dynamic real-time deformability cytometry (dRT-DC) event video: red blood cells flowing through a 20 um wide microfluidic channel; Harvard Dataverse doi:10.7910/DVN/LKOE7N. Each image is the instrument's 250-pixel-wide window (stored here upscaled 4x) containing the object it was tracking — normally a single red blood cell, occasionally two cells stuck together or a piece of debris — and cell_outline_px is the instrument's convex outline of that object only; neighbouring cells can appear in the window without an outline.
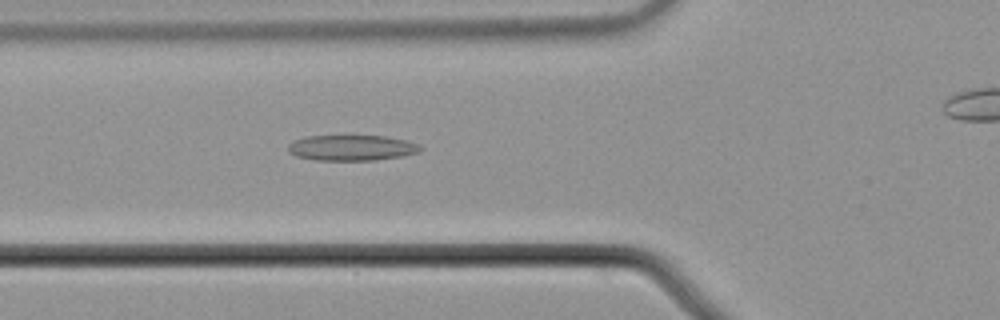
{"species": "common noctule bat (a hibernating species)", "species_latin": "Nyctalus noctula", "temperature_condition": "cold", "stored_images_in_passage": 5, "camera_frame_rate_fps": 3000, "um_per_image_px": 0.085, "animal": {"sex": "male", "body_mass_g": 21.5, "forearm_length_mm": 52.0}, "frame": {"image": 1, "passage_image": 4, "time_ms": 1.0, "image_size_px": [1000, 320], "cell_outline_px": [[424, 148], [420, 152], [400, 156], [376, 160], [316, 160], [296, 156], [288, 152], [288, 144], [292, 140], [304, 136], [384, 136], [404, 140], [420, 144]], "centroid_in_image_um": [29.87, 12.56], "position_along_channel_um": 95.9, "area_um2": 19.83}}